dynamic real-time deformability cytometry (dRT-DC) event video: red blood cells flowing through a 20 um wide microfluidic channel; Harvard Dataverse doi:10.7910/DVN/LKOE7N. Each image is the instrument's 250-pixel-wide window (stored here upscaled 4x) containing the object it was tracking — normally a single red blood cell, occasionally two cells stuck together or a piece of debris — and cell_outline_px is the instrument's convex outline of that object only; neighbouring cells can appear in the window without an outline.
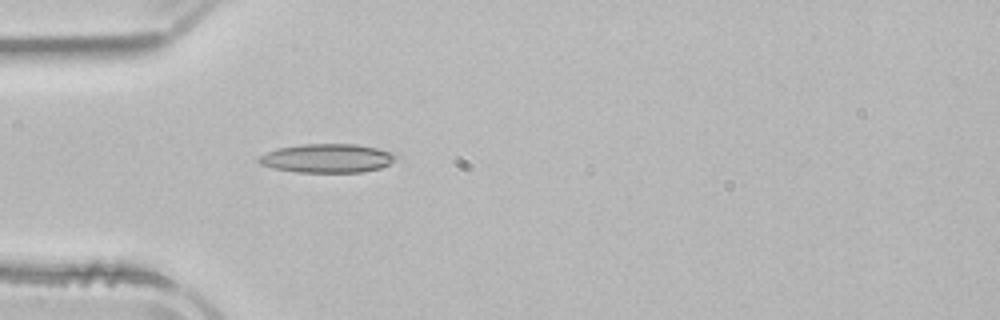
{"species": "common noctule bat (a hibernating species)", "species_latin": "Nyctalus noctula", "temperature_condition": "room temperature", "stored_images_in_passage": 4, "camera_frame_rate_fps": 3000, "um_per_image_px": 0.085, "animal": {"sex": "male", "body_mass_g": 21.5, "forearm_length_mm": 52.0}, "frame": {"image": 1, "passage_image": 4, "time_ms": 4.333, "image_size_px": [1000, 320], "cell_outline_px": [[400, 156], [388, 164], [380, 168], [360, 172], [296, 172], [272, 168], [260, 164], [256, 160], [260, 156], [268, 152], [280, 148], [300, 144], [356, 144], [376, 148]], "centroid_in_image_um": [27.79, 13.45], "position_along_channel_um": 57.2, "area_um2": 22.83}}